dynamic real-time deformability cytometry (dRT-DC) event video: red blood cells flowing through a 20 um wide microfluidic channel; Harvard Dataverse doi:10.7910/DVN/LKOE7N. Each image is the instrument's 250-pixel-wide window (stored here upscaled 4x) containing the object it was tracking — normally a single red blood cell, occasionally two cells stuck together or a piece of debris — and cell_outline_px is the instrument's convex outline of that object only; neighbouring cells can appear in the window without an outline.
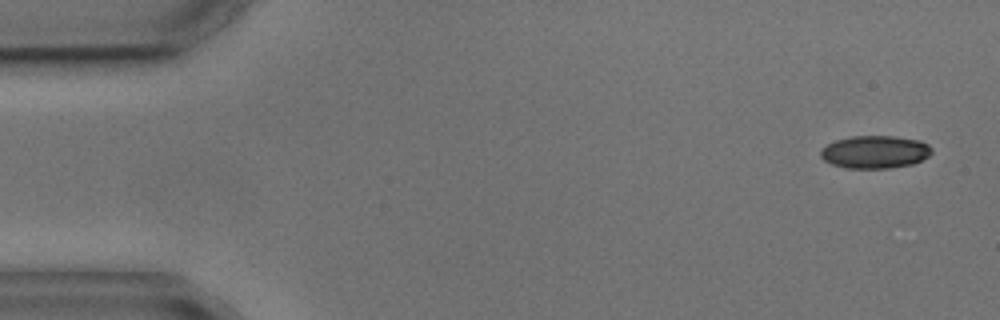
{"species": "common noctule bat (a hibernating species)", "species_latin": "Nyctalus noctula", "temperature_condition": "cold", "stored_images_in_passage": 6, "camera_frame_rate_fps": 3000, "um_per_image_px": 0.085, "animal": {"sex": "male", "body_mass_g": 17.9, "forearm_length_mm": 54.2}, "frame": {"image": 1, "passage_image": 1, "time_ms": 0.0, "image_size_px": [1000, 320], "cell_outline_px": [[932, 152], [928, 156], [912, 164], [888, 168], [848, 168], [832, 164], [824, 160], [820, 156], [820, 152], [828, 144], [836, 140], [852, 136], [892, 136], [920, 140], [928, 144], [932, 148]], "centroid_in_image_um": [74.38, 12.91], "position_along_channel_um": 10.6, "area_um2": 21.04}}
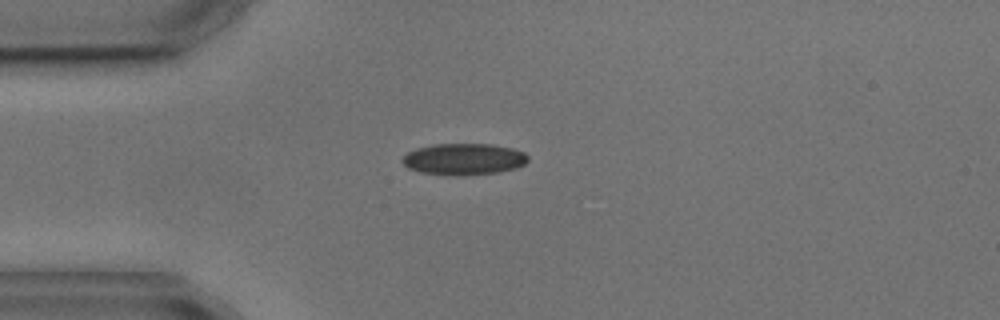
{"frame": {"image": 2, "passage_image": 4, "time_ms": 3.667, "image_size_px": [1000, 320], "cell_outline_px": [[528, 160], [524, 164], [516, 168], [496, 172], [464, 176], [452, 176], [420, 172], [408, 168], [400, 160], [408, 152], [416, 148], [432, 144], [492, 144], [512, 148], [524, 152], [528, 156]], "centroid_in_image_um": [39.41, 13.53], "position_along_channel_um": 45.6, "area_um2": 23.24}}